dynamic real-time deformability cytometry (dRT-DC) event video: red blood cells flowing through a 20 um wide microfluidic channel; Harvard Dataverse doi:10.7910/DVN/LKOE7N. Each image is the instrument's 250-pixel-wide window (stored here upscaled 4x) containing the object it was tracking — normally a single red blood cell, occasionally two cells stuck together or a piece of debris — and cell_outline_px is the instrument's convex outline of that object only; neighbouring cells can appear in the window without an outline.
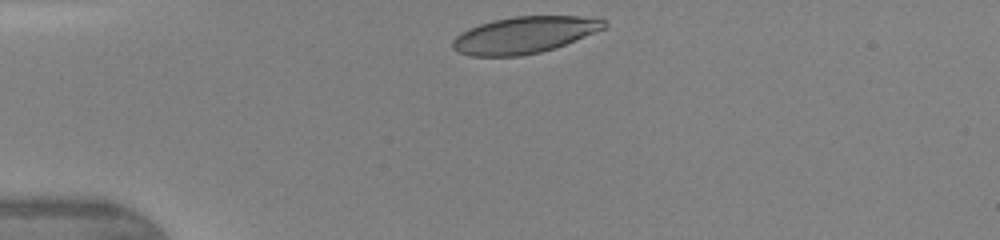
{"species": "human", "species_latin": "Homo sapiens", "temperature_condition": "warm", "stored_images_in_passage": 30, "camera_frame_rate_fps": 3000, "um_per_image_px": 0.085, "donor": {"sex": "female"}, "frame": {"image": 1, "passage_image": 1, "time_ms": 0.0, "image_size_px": [1000, 240], "cell_outline_px": [[608, 24], [604, 28], [564, 44], [540, 52], [520, 56], [472, 56], [456, 52], [452, 48], [452, 40], [460, 32], [468, 28], [492, 20], [516, 16], [600, 16], [608, 20]], "centroid_in_image_um": [44.57, 2.95], "position_along_channel_um": 40.4, "area_um2": 32.54}}
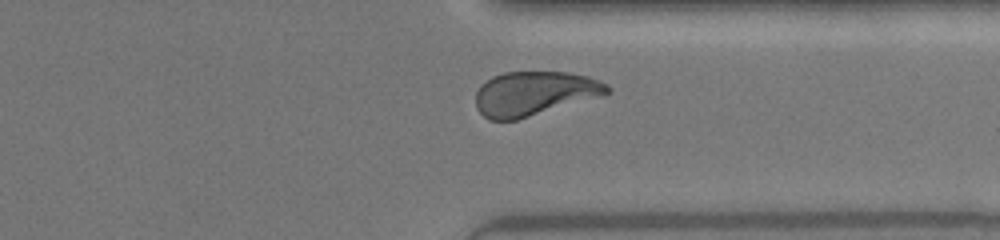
{"frame": {"image": 2, "passage_image": 26, "time_ms": 8.333, "image_size_px": [1000, 240], "cell_outline_px": [[612, 88], [604, 96], [516, 120], [488, 120], [476, 108], [476, 92], [480, 84], [492, 76], [504, 72], [568, 72], [588, 76], [608, 84]], "centroid_in_image_um": [45.43, 7.94], "position_along_channel_um": 366.0, "area_um2": 34.22}, "authors_computed_cell_mechanics": {"area_um2": 33.9286, "velocity_mm_per_s": 4.3469, "shape_relaxation_time_tau1_ms": 3.1538, "shape_relaxation_time_tau2_ms": 0.722, "deformation_change_tau1": 0.1637, "deformation_change_tau2": 0.062}}